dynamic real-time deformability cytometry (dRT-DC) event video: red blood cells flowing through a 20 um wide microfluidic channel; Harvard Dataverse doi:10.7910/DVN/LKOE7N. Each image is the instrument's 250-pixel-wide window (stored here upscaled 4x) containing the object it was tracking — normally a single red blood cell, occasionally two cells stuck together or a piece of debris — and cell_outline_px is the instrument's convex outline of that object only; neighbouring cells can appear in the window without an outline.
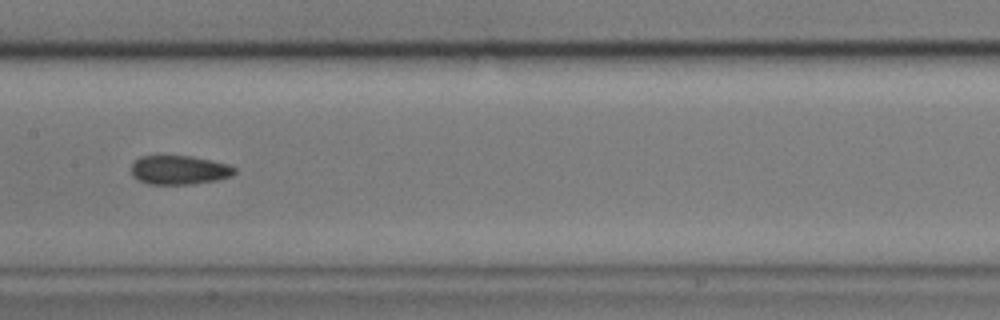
{"species": "common noctule bat (a hibernating species)", "species_latin": "Nyctalus noctula", "temperature_condition": "cold", "stored_images_in_passage": 42, "segment_of_instrument_passage": [2, 2], "camera_frame_rate_fps": 3000, "um_per_image_px": 0.085, "animal": {"sex": "male", "body_mass_g": 17.9}, "frame": {"image": 1, "passage_image": 28, "time_ms": 9.0, "image_size_px": [1000, 320], "cell_outline_px": [[236, 172], [232, 176], [216, 180], [192, 184], [148, 184], [132, 176], [132, 164], [140, 156], [192, 156], [228, 164], [236, 168]], "centroid_in_image_um": [15.25, 14.45], "position_along_channel_um": 192.1, "area_um2": 17.4}}